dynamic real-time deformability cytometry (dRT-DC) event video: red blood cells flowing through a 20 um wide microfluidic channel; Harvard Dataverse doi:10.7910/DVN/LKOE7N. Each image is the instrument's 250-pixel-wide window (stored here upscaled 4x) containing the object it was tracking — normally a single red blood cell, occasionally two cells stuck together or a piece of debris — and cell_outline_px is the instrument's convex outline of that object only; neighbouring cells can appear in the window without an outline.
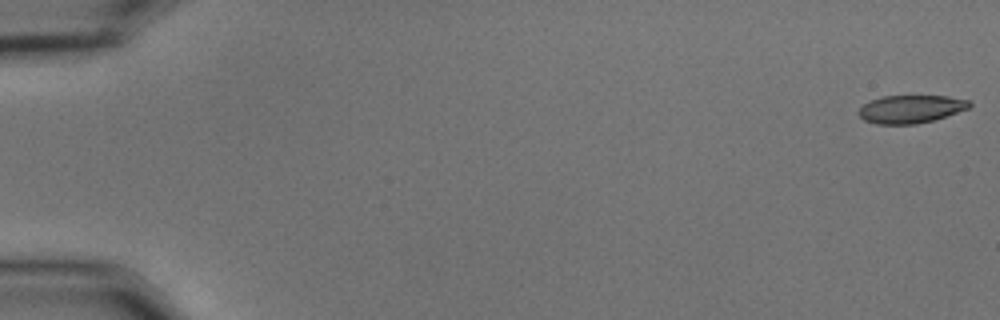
{"species": "common noctule bat (a hibernating species)", "species_latin": "Nyctalus noctula", "temperature_condition": "cold", "stored_images_in_passage": 56, "camera_frame_rate_fps": 3000, "um_per_image_px": 0.085, "animal": {"sex": "male", "body_mass_g": 15.6}, "frame": {"image": 1, "passage_image": 1, "time_ms": 0.0, "image_size_px": [1000, 320], "cell_outline_px": [[972, 104], [968, 108], [932, 120], [916, 124], [876, 124], [864, 120], [856, 112], [864, 104], [880, 96], [948, 96], [968, 100]], "centroid_in_image_um": [77.37, 9.27], "position_along_channel_um": 7.6, "area_um2": 17.86}}
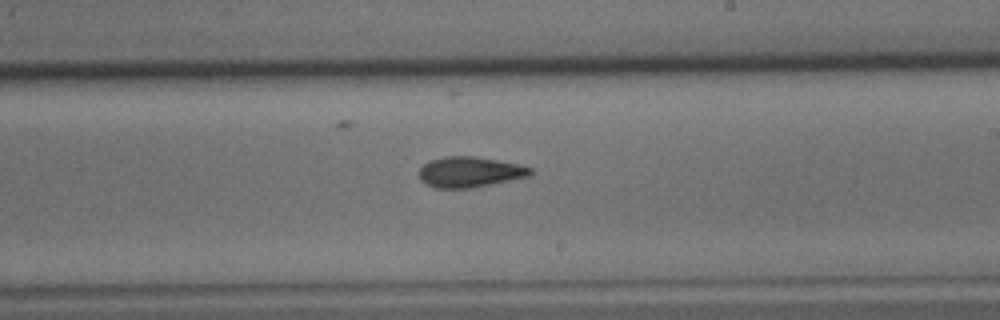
{"frame": {"image": 2, "passage_image": 34, "time_ms": 11.0, "image_size_px": [1000, 320], "cell_outline_px": [[532, 172], [528, 176], [468, 188], [436, 188], [420, 180], [420, 168], [428, 160], [444, 156], [476, 156], [516, 164], [532, 168]], "centroid_in_image_um": [39.87, 14.6], "position_along_channel_um": 249.1, "area_um2": 19.42}}
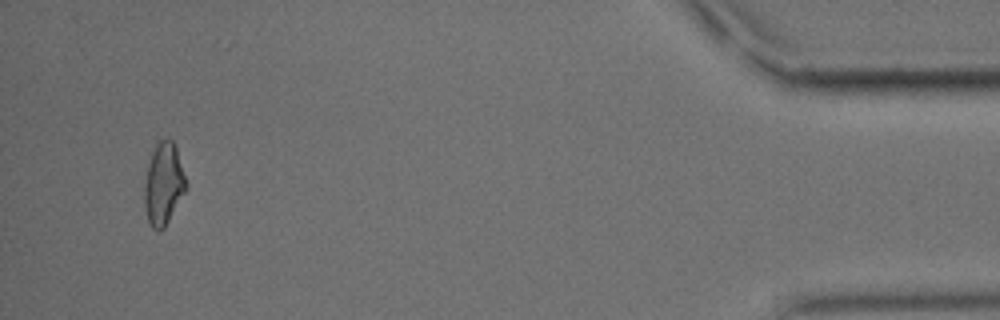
{"frame": {"image": 3, "passage_image": 54, "time_ms": 17.667, "image_size_px": [1000, 320], "cell_outline_px": [[188, 188], [164, 228], [160, 232], [156, 232], [148, 224], [144, 208], [144, 184], [148, 164], [156, 136], [164, 136], [172, 140], [176, 148], [188, 184]], "centroid_in_image_um": [13.89, 15.6], "position_along_channel_um": 421.3, "area_um2": 20.75}, "authors_computed_cell_mechanics": {"area_um2": 19.5075, "velocity_mm_per_s": 3.6194, "shape_relaxation_time_tau1_ms": 8.7833, "shape_relaxation_time_tau2_ms": 4.4947, "deformation_change_tau1": 0.1952, "deformation_change_tau2": 0.1284}}